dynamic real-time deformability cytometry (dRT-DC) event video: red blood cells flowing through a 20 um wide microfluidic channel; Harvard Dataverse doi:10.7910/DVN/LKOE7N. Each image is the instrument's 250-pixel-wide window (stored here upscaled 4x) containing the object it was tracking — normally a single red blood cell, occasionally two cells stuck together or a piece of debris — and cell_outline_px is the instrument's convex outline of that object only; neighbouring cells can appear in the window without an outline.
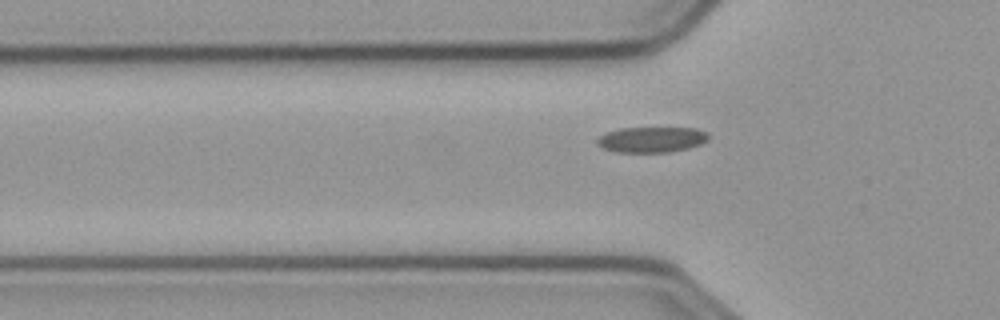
{"species": "common noctule bat (a hibernating species)", "species_latin": "Nyctalus noctula", "temperature_condition": "cold", "stored_images_in_passage": 36, "camera_frame_rate_fps": 3000, "um_per_image_px": 0.085, "animal": {"sex": "male", "body_mass_g": 23.1, "forearm_length_mm": 52.7}, "frame": {"image": 1, "passage_image": 2, "time_ms": 0.333, "image_size_px": [1000, 320], "cell_outline_px": [[708, 140], [700, 144], [688, 148], [668, 152], [616, 152], [604, 148], [596, 144], [596, 140], [600, 136], [608, 132], [620, 128], [696, 128], [708, 132]], "centroid_in_image_um": [55.4, 11.86], "position_along_channel_um": 70.4, "area_um2": 16.53}}
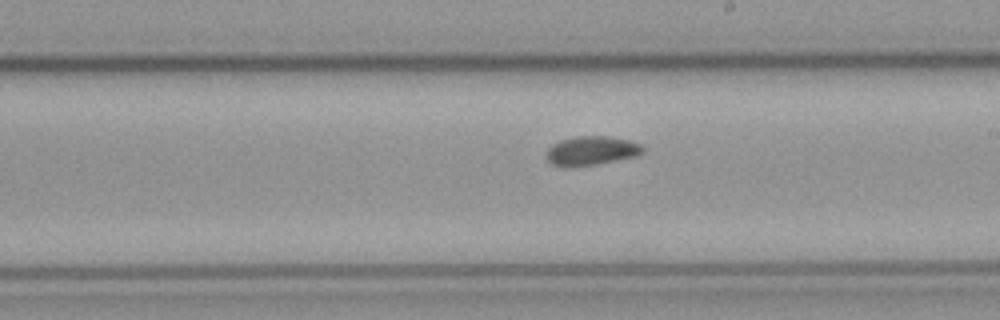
{"frame": {"image": 2, "passage_image": 16, "time_ms": 5.0, "image_size_px": [1000, 320], "cell_outline_px": [[644, 152], [636, 156], [596, 164], [568, 168], [564, 168], [552, 164], [548, 160], [548, 148], [552, 144], [560, 140], [576, 136], [608, 136], [628, 140], [640, 144], [644, 148]], "centroid_in_image_um": [50.26, 12.82], "position_along_channel_um": 238.7, "area_um2": 16.36}}
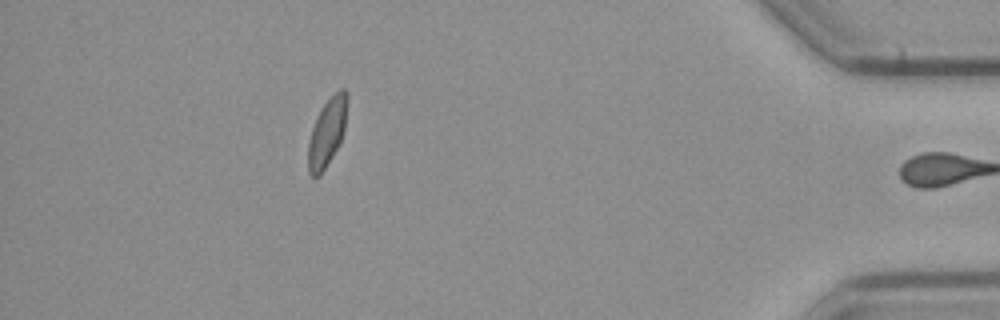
{"frame": {"image": 3, "passage_image": 35, "time_ms": 11.333, "image_size_px": [1000, 320], "cell_outline_px": [[348, 100], [344, 128], [340, 140], [332, 156], [320, 176], [312, 176], [308, 172], [308, 144], [312, 128], [316, 116], [320, 108], [340, 88], [344, 88], [348, 92]], "centroid_in_image_um": [27.8, 11.22], "position_along_channel_um": 407.4, "area_um2": 15.32}}